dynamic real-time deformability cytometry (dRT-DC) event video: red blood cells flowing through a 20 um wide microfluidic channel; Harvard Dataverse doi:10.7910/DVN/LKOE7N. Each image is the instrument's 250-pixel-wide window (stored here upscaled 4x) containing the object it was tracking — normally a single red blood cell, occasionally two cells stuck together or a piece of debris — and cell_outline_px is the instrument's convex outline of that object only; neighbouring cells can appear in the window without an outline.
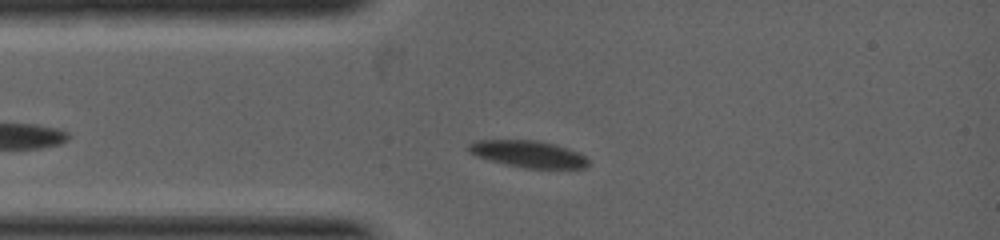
{"species": "common noctule bat (a hibernating species)", "species_latin": "Nyctalus noctula", "temperature_condition": "warm", "stored_images_in_passage": 23, "camera_frame_rate_fps": 5000, "um_per_image_px": 0.085, "animal": {"sex": "female", "body_mass_g": 19.0, "forearm_length_mm": 53.3}, "frame": {"image": 1, "passage_image": 5, "time_ms": 1.0, "image_size_px": [1000, 240], "cell_outline_px": [[588, 164], [584, 168], [524, 168], [504, 164], [488, 160], [476, 156], [468, 152], [468, 144], [476, 140], [536, 140], [556, 144], [580, 152], [588, 160]], "centroid_in_image_um": [44.88, 13.08], "position_along_channel_um": 40.1, "area_um2": 18.84}}
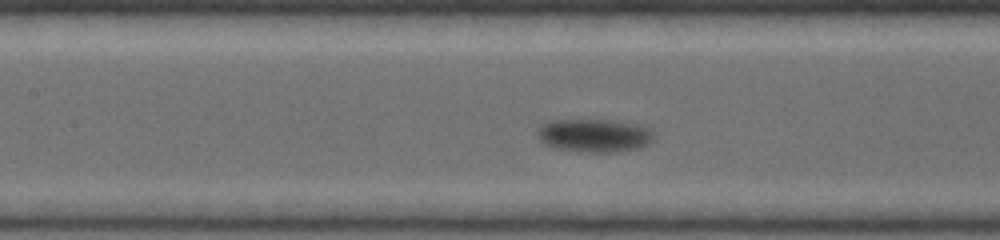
{"frame": {"image": 2, "passage_image": 15, "time_ms": 2.8, "image_size_px": [1000, 240], "cell_outline_px": [[652, 140], [648, 144], [640, 148], [612, 152], [576, 152], [552, 148], [544, 144], [540, 140], [540, 124], [548, 120], [608, 120], [636, 124], [648, 128], [652, 132]], "centroid_in_image_um": [50.48, 11.53], "position_along_channel_um": 156.9, "area_um2": 22.54}}
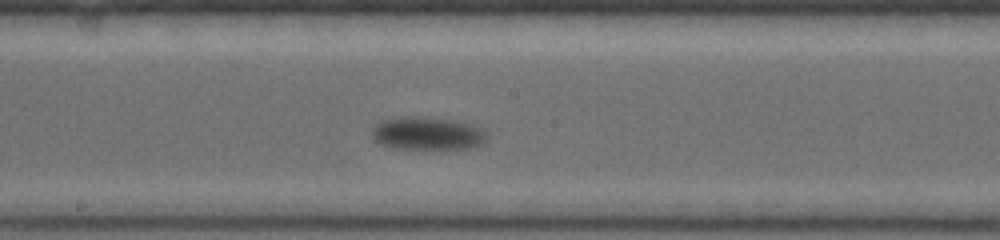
{"frame": {"image": 3, "passage_image": 20, "time_ms": 3.6, "image_size_px": [1000, 240], "cell_outline_px": [[488, 136], [484, 144], [472, 148], [396, 148], [384, 144], [376, 140], [372, 136], [372, 128], [376, 124], [384, 120], [404, 116], [424, 116], [456, 120], [472, 124], [484, 128], [488, 132]], "centroid_in_image_um": [36.43, 11.32], "position_along_channel_um": 211.8, "area_um2": 22.25}}